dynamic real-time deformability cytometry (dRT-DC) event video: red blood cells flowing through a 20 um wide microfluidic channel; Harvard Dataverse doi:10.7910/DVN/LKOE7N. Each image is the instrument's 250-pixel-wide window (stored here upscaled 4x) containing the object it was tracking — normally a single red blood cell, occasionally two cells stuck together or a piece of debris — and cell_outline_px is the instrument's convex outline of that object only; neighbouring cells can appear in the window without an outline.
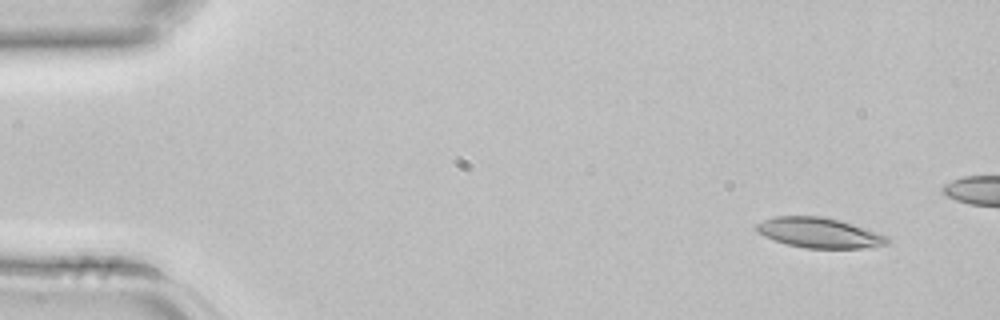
{"species": "common noctule bat (a hibernating species)", "species_latin": "Nyctalus noctula", "temperature_condition": "room temperature", "stored_images_in_passage": 3, "camera_frame_rate_fps": 3000, "um_per_image_px": 0.085, "animal": {"sex": "female", "body_mass_g": 22.7, "forearm_length_mm": 54.2}, "frame": {"image": 1, "passage_image": 1, "time_ms": 0.0, "image_size_px": [1000, 320], "cell_outline_px": [[888, 244], [876, 248], [804, 248], [788, 244], [764, 236], [756, 232], [756, 224], [772, 216], [824, 216], [840, 220], [888, 236]], "centroid_in_image_um": [69.65, 19.79], "position_along_channel_um": 15.3, "area_um2": 23.06}}